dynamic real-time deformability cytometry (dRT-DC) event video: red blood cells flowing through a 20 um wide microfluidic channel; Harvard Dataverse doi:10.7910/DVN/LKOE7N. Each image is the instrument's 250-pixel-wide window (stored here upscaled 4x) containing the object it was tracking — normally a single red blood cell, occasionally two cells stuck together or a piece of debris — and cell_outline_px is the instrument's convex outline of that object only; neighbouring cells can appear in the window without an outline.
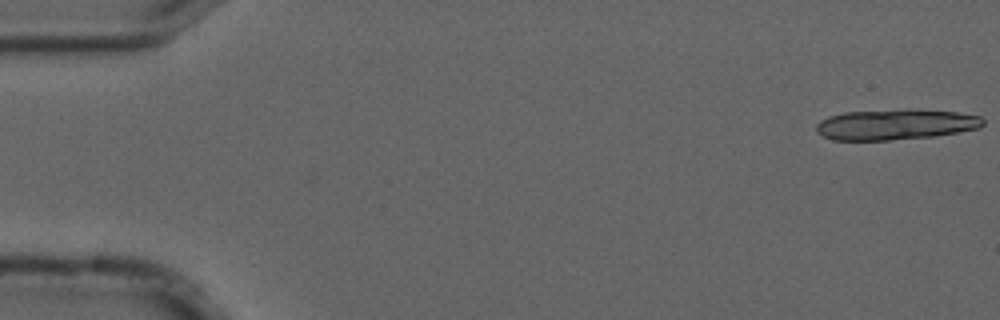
{"species": "common noctule bat (a hibernating species)", "species_latin": "Nyctalus noctula", "temperature_condition": "cold", "stored_images_in_passage": 5, "camera_frame_rate_fps": 3000, "um_per_image_px": 0.085, "animal": {"sex": "male", "forearm_length_mm": 52.5}, "frame": {"image": 1, "passage_image": 1, "time_ms": 0.0, "image_size_px": [1000, 320], "cell_outline_px": [[984, 124], [980, 128], [932, 136], [892, 140], [832, 140], [816, 132], [816, 124], [820, 120], [828, 116], [844, 112], [904, 108], [908, 108], [956, 112], [980, 116], [984, 120]], "centroid_in_image_um": [76.09, 10.56], "position_along_channel_um": 8.9, "area_um2": 30.06}}